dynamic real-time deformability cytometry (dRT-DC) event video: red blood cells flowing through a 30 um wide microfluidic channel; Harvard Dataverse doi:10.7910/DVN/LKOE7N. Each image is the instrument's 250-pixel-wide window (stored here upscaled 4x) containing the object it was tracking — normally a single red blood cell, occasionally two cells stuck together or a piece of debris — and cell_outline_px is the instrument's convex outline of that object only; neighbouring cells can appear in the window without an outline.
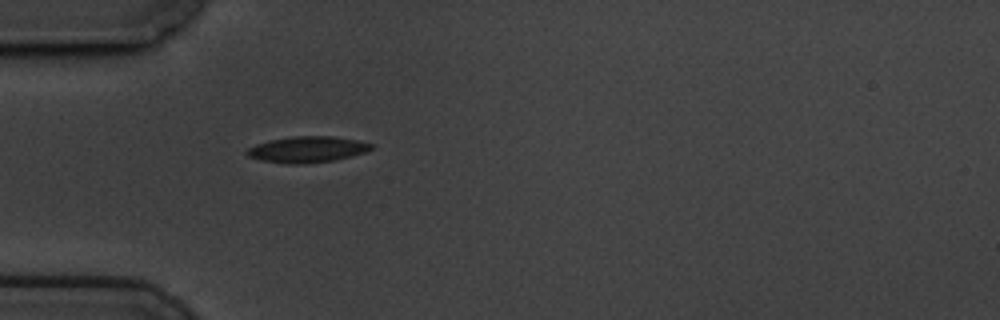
{"species": "common noctule bat (a hibernating species)", "species_latin": "Nyctalus noctula", "temperature_condition": "cold", "stored_images_in_passage": 1, "camera_frame_rate_fps": 3000, "um_per_image_px": 0.085, "animal": {"sex": "male", "body_mass_g": 19.5, "forearm_length_mm": 54.6}, "frame": {"image": 1, "passage_image": 1, "time_ms": 0.0, "image_size_px": [1000, 320], "cell_outline_px": [[376, 148], [364, 152], [336, 160], [304, 164], [288, 164], [264, 160], [248, 156], [244, 152], [248, 148], [256, 144], [272, 140], [292, 136], [332, 136], [356, 140], [372, 144]], "centroid_in_image_um": [26.13, 12.7], "position_along_channel_um": 58.9, "area_um2": 18.79}}